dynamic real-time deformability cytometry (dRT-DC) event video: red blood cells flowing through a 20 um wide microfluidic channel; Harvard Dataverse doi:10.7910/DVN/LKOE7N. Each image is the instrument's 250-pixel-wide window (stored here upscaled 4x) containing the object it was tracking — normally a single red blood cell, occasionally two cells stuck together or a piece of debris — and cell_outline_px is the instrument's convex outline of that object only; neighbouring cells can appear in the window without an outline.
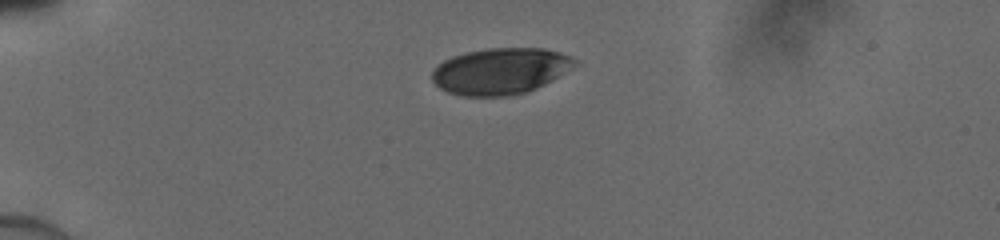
{"species": "human", "species_latin": "Homo sapiens", "temperature_condition": "cold", "stored_images_in_passage": 8, "camera_frame_rate_fps": 3000, "um_per_image_px": 0.085, "donor": {"sex": "male"}, "frame": {"image": 1, "passage_image": 1, "time_ms": 0.0, "image_size_px": [1000, 240], "cell_outline_px": [[548, 56], [544, 68], [536, 84], [524, 88], [516, 88], [440, 72], [440, 68], [444, 64], [452, 60], [468, 56], [488, 52], [548, 52]], "centroid_in_image_um": [42.52, 5.77], "position_along_channel_um": 42.5, "area_um2": 20.11}}
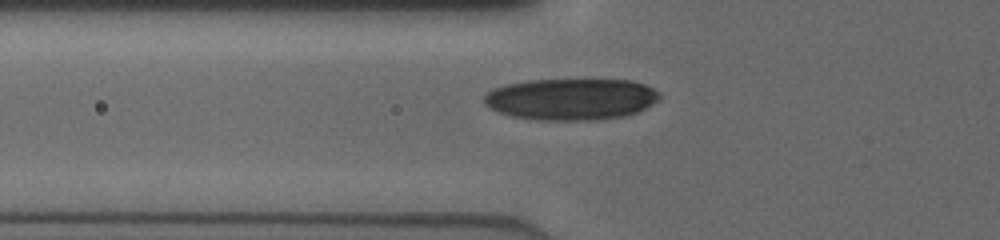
{"frame": {"image": 2, "passage_image": 7, "time_ms": 2.0, "image_size_px": [1000, 240], "cell_outline_px": [[648, 100], [636, 108], [628, 108], [492, 96], [500, 92], [512, 88], [536, 84], [632, 84], [644, 88], [648, 92]], "centroid_in_image_um": [49.5, 8.0], "position_along_channel_um": 76.3, "area_um2": 19.02}}